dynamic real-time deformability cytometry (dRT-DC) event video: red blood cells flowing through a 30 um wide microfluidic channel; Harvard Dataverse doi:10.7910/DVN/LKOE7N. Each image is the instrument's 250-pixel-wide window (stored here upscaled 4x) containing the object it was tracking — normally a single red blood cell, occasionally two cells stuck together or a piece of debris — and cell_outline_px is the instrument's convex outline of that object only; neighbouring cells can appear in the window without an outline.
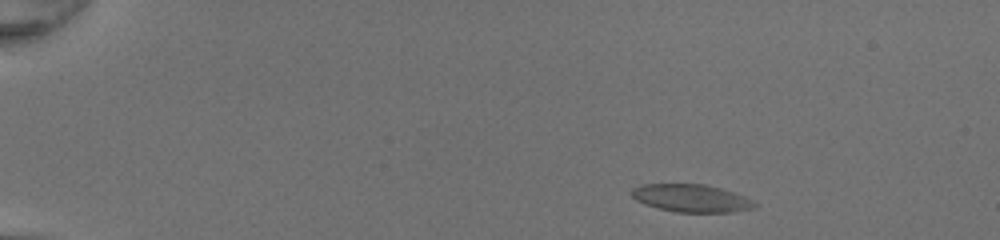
{"species": "common noctule bat (a hibernating species)", "species_latin": "Nyctalus noctula", "temperature_condition": "room temperature", "stored_images_in_passage": 45, "camera_frame_rate_fps": 3000, "um_per_image_px": 0.085, "animal": {"sex": "female", "body_mass_g": 20.0, "forearm_length_mm": 54.0}, "frame": {"image": 1, "passage_image": 3, "time_ms": 0.667, "image_size_px": [1000, 240], "cell_outline_px": [[760, 204], [756, 208], [732, 212], [676, 212], [644, 204], [636, 200], [632, 196], [632, 188], [640, 184], [704, 184], [720, 188], [744, 196]], "centroid_in_image_um": [58.79, 16.85], "position_along_channel_um": 26.2, "area_um2": 19.88}}
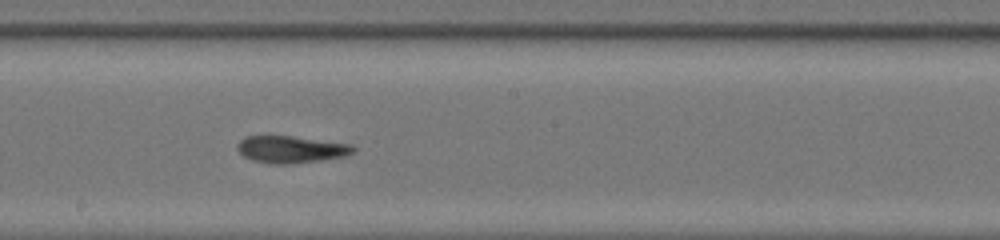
{"frame": {"image": 2, "passage_image": 25, "time_ms": 8.0, "image_size_px": [1000, 240], "cell_outline_px": [[356, 148], [352, 152], [344, 156], [320, 160], [292, 164], [272, 164], [252, 160], [244, 156], [236, 148], [236, 144], [244, 136], [292, 136], [352, 144]], "centroid_in_image_um": [24.71, 12.69], "position_along_channel_um": 223.5, "area_um2": 18.26}}
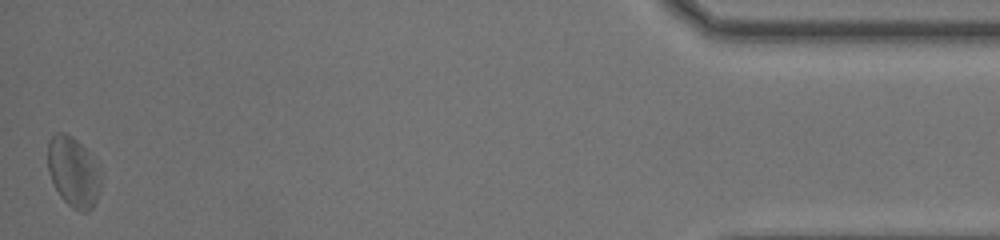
{"frame": {"image": 3, "passage_image": 45, "time_ms": 14.667, "image_size_px": [1000, 240], "cell_outline_px": [[100, 184], [96, 200], [92, 208], [88, 212], [80, 212], [72, 208], [60, 196], [48, 172], [48, 140], [56, 132], [64, 132], [72, 136], [88, 152], [100, 176]], "centroid_in_image_um": [6.2, 14.62], "position_along_channel_um": 429.0, "area_um2": 21.27}, "authors_computed_cell_mechanics": {"area_um2": 19.4208, "velocity_mm_per_s": 4.2278, "shape_relaxation_time_tau1_ms": 4.5268, "shape_relaxation_time_tau2_ms": 1.8476, "deformation_change_tau1": 0.1685, "deformation_change_tau2": 0.0996}}